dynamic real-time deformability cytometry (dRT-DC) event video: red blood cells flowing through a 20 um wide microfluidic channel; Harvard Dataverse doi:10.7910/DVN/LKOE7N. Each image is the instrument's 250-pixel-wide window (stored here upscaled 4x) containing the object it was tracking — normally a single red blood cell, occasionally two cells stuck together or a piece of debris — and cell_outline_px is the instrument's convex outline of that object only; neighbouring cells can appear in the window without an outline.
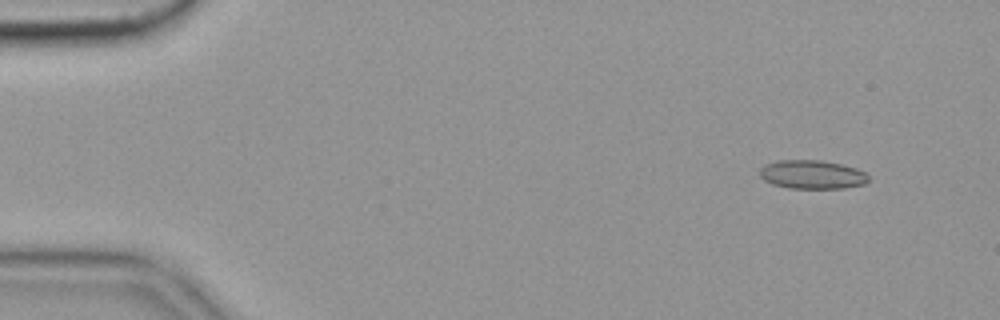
{"species": "common noctule bat (a hibernating species)", "species_latin": "Nyctalus noctula", "temperature_condition": "cold", "stored_images_in_passage": 57, "camera_frame_rate_fps": 3000, "um_per_image_px": 0.085, "animal": {"sex": "female", "body_mass_g": 19.9}, "frame": {"image": 1, "passage_image": 5, "time_ms": 1.333, "image_size_px": [1000, 320], "cell_outline_px": [[868, 180], [864, 184], [844, 188], [788, 188], [772, 184], [764, 180], [760, 176], [760, 168], [764, 164], [780, 160], [820, 160], [840, 164], [856, 168], [864, 172], [868, 176]], "centroid_in_image_um": [69.0, 14.83], "position_along_channel_um": 16.0, "area_um2": 18.15}}
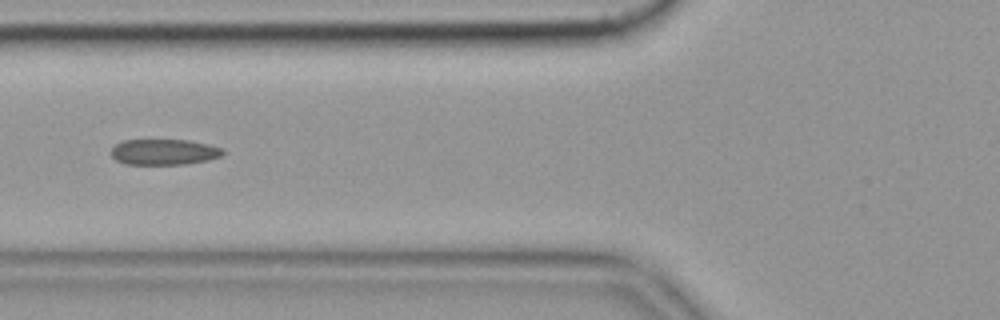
{"frame": {"image": 2, "passage_image": 22, "time_ms": 7.0, "image_size_px": [1000, 320], "cell_outline_px": [[224, 152], [220, 156], [208, 160], [184, 164], [124, 164], [116, 160], [112, 156], [112, 148], [116, 144], [124, 140], [188, 140], [208, 144], [220, 148]], "centroid_in_image_um": [13.92, 12.92], "position_along_channel_um": 111.9, "area_um2": 16.59}}
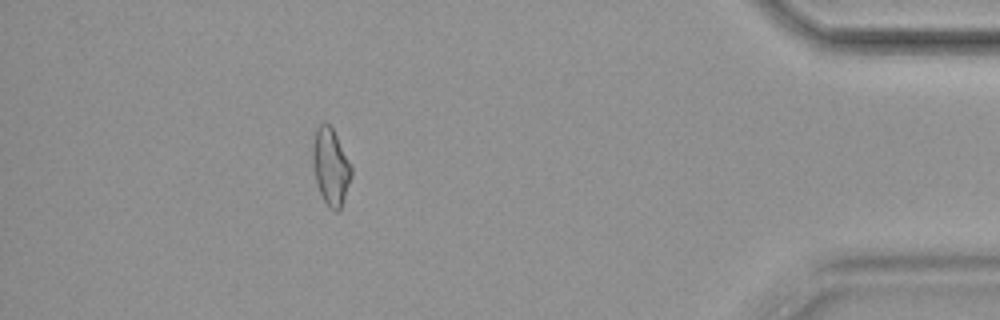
{"frame": {"image": 3, "passage_image": 51, "time_ms": 16.667, "image_size_px": [1000, 320], "cell_outline_px": [[352, 176], [340, 212], [336, 212], [328, 208], [320, 192], [312, 168], [312, 148], [316, 128], [324, 120], [332, 128], [352, 168]], "centroid_in_image_um": [28.1, 14.2], "position_along_channel_um": 407.1, "area_um2": 17.34}, "authors_computed_cell_mechanics": {"area_um2": 17.2244, "velocity_mm_per_s": 3.5545, "shape_relaxation_time_tau1_ms": null, "shape_relaxation_time_tau2_ms": 2.7468, "deformation_change_tau1": null, "deformation_change_tau2": 0.1016}}